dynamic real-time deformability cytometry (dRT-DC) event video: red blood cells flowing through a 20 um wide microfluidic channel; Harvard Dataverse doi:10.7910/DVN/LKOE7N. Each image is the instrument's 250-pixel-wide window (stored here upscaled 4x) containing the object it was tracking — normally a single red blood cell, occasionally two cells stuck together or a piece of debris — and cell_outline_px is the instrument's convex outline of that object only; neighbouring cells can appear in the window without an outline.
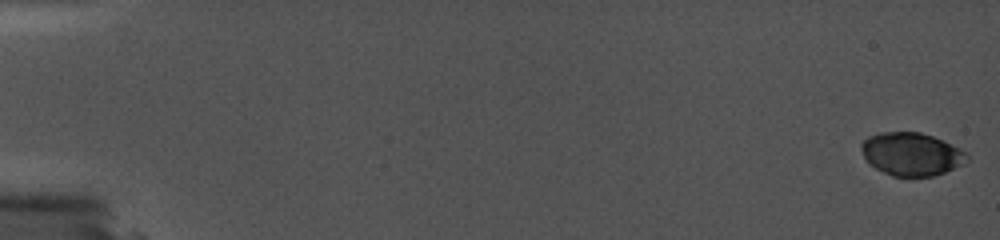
{"species": "common noctule bat (a hibernating species)", "species_latin": "Nyctalus noctula", "temperature_condition": "cold", "stored_images_in_passage": 8, "camera_frame_rate_fps": 5000, "um_per_image_px": 0.085, "animal": {"sex": "female", "body_mass_g": 19.0, "forearm_length_mm": 56.7}, "frame": {"image": 1, "passage_image": 1, "time_ms": 0.0, "image_size_px": [1000, 240], "cell_outline_px": [[968, 160], [964, 164], [944, 172], [932, 176], [892, 176], [876, 168], [864, 156], [860, 148], [860, 144], [868, 136], [880, 132], [920, 132], [932, 136], [964, 152], [968, 156]], "centroid_in_image_um": [77.44, 13.09], "position_along_channel_um": 7.6, "area_um2": 26.01}}
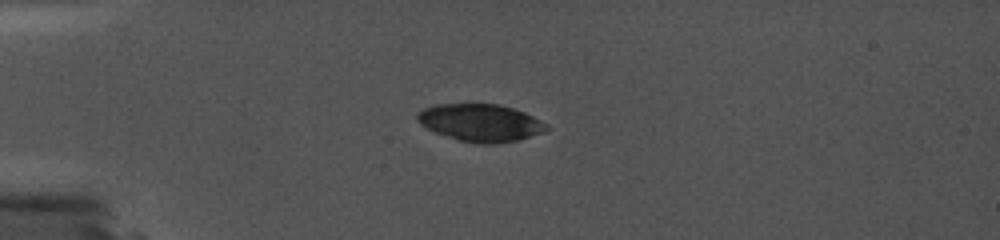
{"frame": {"image": 2, "passage_image": 7, "time_ms": 5.0, "image_size_px": [1000, 240], "cell_outline_px": [[552, 128], [544, 132], [516, 140], [496, 144], [480, 144], [460, 140], [436, 132], [420, 124], [416, 120], [416, 112], [424, 108], [436, 104], [500, 104], [524, 112], [548, 124]], "centroid_in_image_um": [40.85, 10.42], "position_along_channel_um": 44.1, "area_um2": 28.15}}